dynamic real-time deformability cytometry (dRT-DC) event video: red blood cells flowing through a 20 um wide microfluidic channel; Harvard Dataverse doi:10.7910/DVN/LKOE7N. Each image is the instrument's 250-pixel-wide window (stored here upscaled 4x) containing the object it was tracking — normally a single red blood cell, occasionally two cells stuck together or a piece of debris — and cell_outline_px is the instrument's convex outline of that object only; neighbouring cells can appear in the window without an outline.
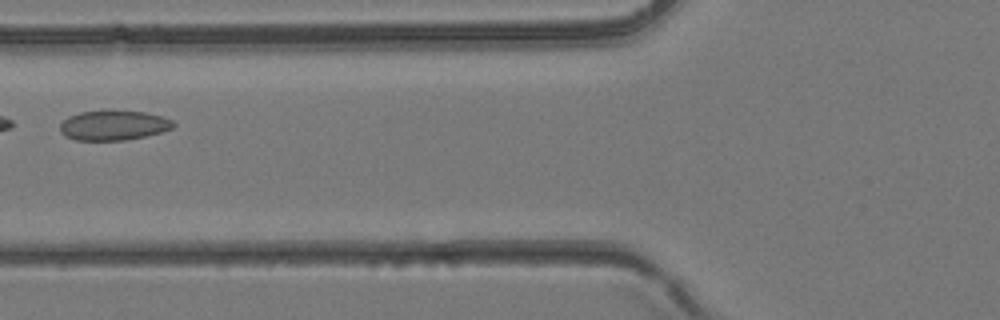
{"species": "common noctule bat (a hibernating species)", "species_latin": "Nyctalus noctula", "temperature_condition": "room temperature", "stored_images_in_passage": 4, "camera_frame_rate_fps": 3000, "um_per_image_px": 0.085, "animal": {"sex": "female", "body_mass_g": 24.6, "forearm_length_mm": 56.2}, "frame": {"image": 1, "passage_image": 4, "time_ms": 1.0, "image_size_px": [1000, 320], "cell_outline_px": [[176, 124], [172, 128], [160, 132], [144, 136], [124, 140], [76, 140], [64, 136], [60, 132], [60, 124], [68, 116], [80, 112], [104, 108], [144, 112], [164, 116], [172, 120]], "centroid_in_image_um": [9.63, 10.61], "position_along_channel_um": 116.2, "area_um2": 20.23}}